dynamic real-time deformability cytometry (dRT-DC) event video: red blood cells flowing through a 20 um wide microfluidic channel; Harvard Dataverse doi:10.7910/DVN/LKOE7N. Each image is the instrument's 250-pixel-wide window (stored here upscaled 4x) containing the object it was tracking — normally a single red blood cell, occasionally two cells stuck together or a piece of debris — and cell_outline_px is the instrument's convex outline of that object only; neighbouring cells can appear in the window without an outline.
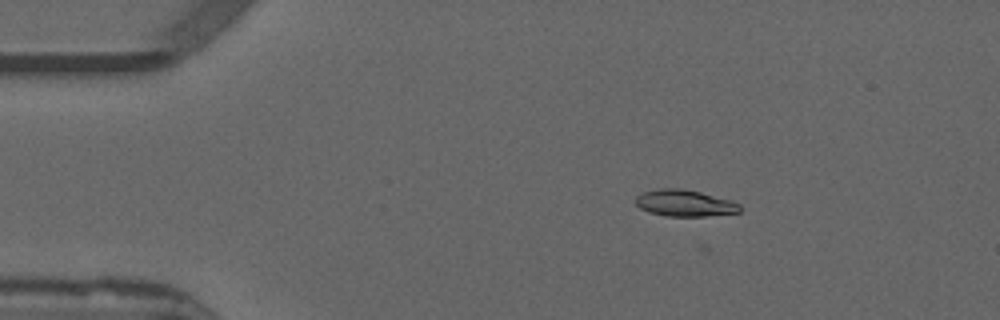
{"species": "common noctule bat (a hibernating species)", "species_latin": "Nyctalus noctula", "temperature_condition": "warm", "stored_images_in_passage": 11, "camera_frame_rate_fps": 3000, "um_per_image_px": 0.085, "animal": {"sex": "male", "forearm_length_mm": 52.5}, "frame": {"image": 1, "passage_image": 8, "time_ms": 2.333, "image_size_px": [1000, 320], "cell_outline_px": [[740, 212], [704, 216], [664, 216], [648, 212], [640, 208], [636, 204], [636, 196], [644, 192], [660, 188], [680, 188], [700, 192], [732, 200], [740, 204]], "centroid_in_image_um": [58.19, 17.26], "position_along_channel_um": 26.8, "area_um2": 16.13}}